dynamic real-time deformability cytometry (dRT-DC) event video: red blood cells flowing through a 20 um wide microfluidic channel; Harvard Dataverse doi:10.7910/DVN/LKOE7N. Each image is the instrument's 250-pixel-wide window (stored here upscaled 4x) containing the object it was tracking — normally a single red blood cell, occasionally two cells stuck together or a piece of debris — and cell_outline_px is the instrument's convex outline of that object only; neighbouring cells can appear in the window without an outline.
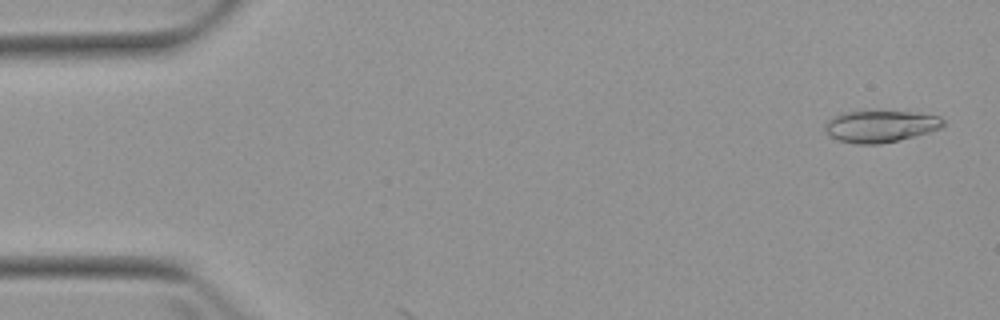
{"species": "Egyptian fruit bat (a non-hibernating species)", "species_latin": "Rousettus aegyptiacus", "temperature_condition": "warm", "stored_images_in_passage": 2, "camera_frame_rate_fps": 3000, "um_per_image_px": 0.085, "animal": {"sex": "female"}, "frame": {"image": 1, "passage_image": 1, "time_ms": 0.0, "image_size_px": [1000, 320], "cell_outline_px": [[944, 124], [940, 128], [928, 132], [880, 144], [856, 144], [840, 140], [832, 136], [824, 128], [824, 124], [832, 116], [840, 112], [912, 112], [940, 116], [944, 120]], "centroid_in_image_um": [74.82, 10.73], "position_along_channel_um": 10.2, "area_um2": 21.5}}